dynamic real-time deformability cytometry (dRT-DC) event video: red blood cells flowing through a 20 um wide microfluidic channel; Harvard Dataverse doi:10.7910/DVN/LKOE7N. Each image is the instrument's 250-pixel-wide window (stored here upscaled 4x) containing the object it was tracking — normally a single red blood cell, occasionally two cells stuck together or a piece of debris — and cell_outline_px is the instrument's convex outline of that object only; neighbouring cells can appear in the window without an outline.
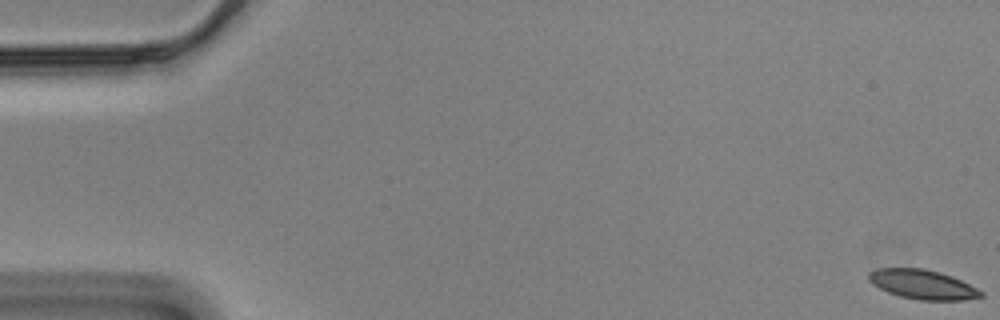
{"species": "Egyptian fruit bat (a non-hibernating species)", "species_latin": "Rousettus aegyptiacus", "temperature_condition": "cold", "stored_images_in_passage": 58, "camera_frame_rate_fps": 3000, "um_per_image_px": 0.085, "animal": {"sex": "male"}, "frame": {"image": 1, "passage_image": 1, "time_ms": 0.0, "image_size_px": [1000, 320], "cell_outline_px": [[984, 296], [964, 300], [920, 300], [900, 296], [888, 292], [872, 284], [868, 280], [868, 272], [880, 268], [924, 268], [940, 272], [952, 276], [984, 292]], "centroid_in_image_um": [78.41, 24.17], "position_along_channel_um": 6.6, "area_um2": 19.19}}
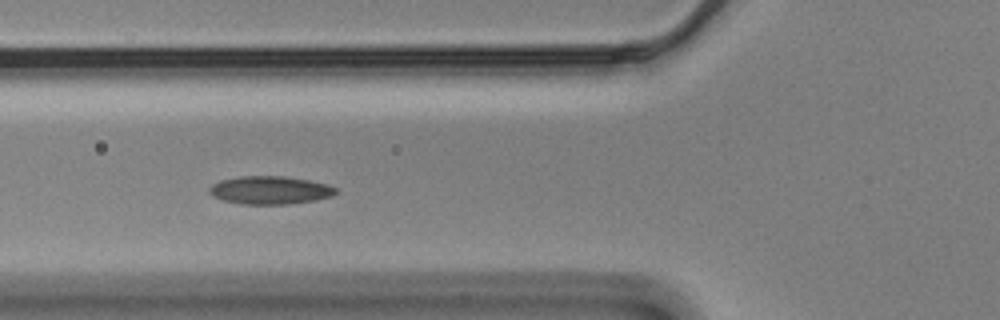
{"frame": {"image": 2, "passage_image": 22, "time_ms": 7.0, "image_size_px": [1000, 320], "cell_outline_px": [[336, 192], [332, 196], [316, 200], [288, 204], [240, 204], [224, 200], [212, 196], [208, 192], [208, 188], [212, 184], [220, 180], [240, 176], [284, 176], [308, 180], [328, 184], [336, 188]], "centroid_in_image_um": [22.93, 16.16], "position_along_channel_um": 102.9, "area_um2": 20.75}}
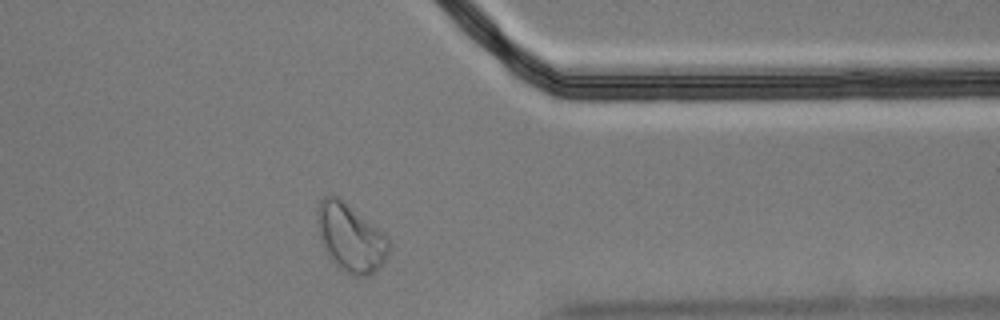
{"frame": {"image": 3, "passage_image": 47, "time_ms": 15.333, "image_size_px": [1000, 320], "cell_outline_px": [[388, 256], [384, 264], [380, 268], [368, 276], [352, 276], [340, 268], [332, 260], [324, 248], [320, 240], [316, 224], [316, 208], [320, 200], [324, 196], [340, 196], [384, 232], [388, 240]], "centroid_in_image_um": [29.79, 20.17], "position_along_channel_um": 381.6, "area_um2": 28.84}, "authors_computed_cell_mechanics": {"area_um2": 20.0855, "velocity_mm_per_s": 3.4547, "shape_relaxation_time_tau1_ms": 7.9076, "shape_relaxation_time_tau2_ms": 3.054, "deformation_change_tau1": 0.1343, "deformation_change_tau2": 0.0645}}